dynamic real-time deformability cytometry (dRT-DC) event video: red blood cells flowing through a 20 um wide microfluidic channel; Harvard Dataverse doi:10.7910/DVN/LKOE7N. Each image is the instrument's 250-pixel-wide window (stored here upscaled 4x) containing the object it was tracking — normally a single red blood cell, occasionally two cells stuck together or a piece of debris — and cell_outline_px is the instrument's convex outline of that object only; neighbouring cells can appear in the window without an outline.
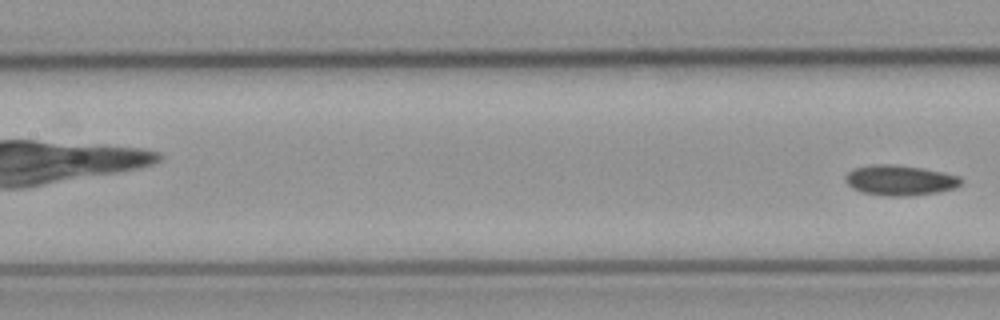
{"species": "common noctule bat (a hibernating species)", "species_latin": "Nyctalus noctula", "temperature_condition": "cold", "stored_images_in_passage": 5, "camera_frame_rate_fps": 3000, "um_per_image_px": 0.085, "animal": {"sex": "male", "body_mass_g": 23.1, "forearm_length_mm": 52.7}, "frame": {"image": 1, "passage_image": 5, "time_ms": 5.667, "image_size_px": [1000, 320], "cell_outline_px": [[964, 180], [956, 188], [936, 192], [912, 196], [884, 196], [864, 192], [852, 188], [844, 180], [844, 176], [848, 172], [856, 168], [876, 164], [888, 164], [920, 168], [960, 176]], "centroid_in_image_um": [76.5, 15.34], "position_along_channel_um": 130.9, "area_um2": 20.23}}